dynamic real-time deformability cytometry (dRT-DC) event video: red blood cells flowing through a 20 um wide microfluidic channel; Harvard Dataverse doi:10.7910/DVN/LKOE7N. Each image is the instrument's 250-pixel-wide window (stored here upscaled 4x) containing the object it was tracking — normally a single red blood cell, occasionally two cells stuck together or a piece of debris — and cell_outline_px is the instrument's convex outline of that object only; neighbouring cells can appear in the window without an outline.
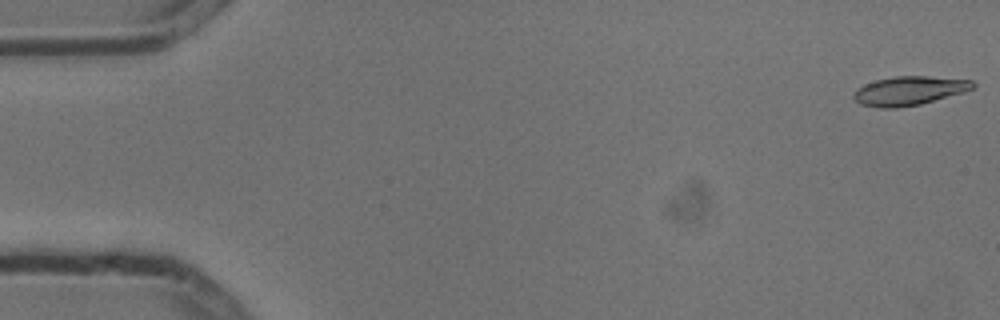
{"species": "common noctule bat (a hibernating species)", "species_latin": "Nyctalus noctula", "temperature_condition": "cold", "stored_images_in_passage": 6, "camera_frame_rate_fps": 3000, "um_per_image_px": 0.085, "animal": {"sex": "male", "body_mass_g": 13.3}, "frame": {"image": 1, "passage_image": 1, "time_ms": 0.0, "image_size_px": [1000, 320], "cell_outline_px": [[976, 84], [972, 88], [964, 92], [920, 104], [896, 108], [880, 108], [860, 104], [852, 96], [856, 88], [864, 84], [876, 80], [892, 76], [928, 76], [972, 80]], "centroid_in_image_um": [77.25, 7.71], "position_along_channel_um": 7.7, "area_um2": 20.11}}
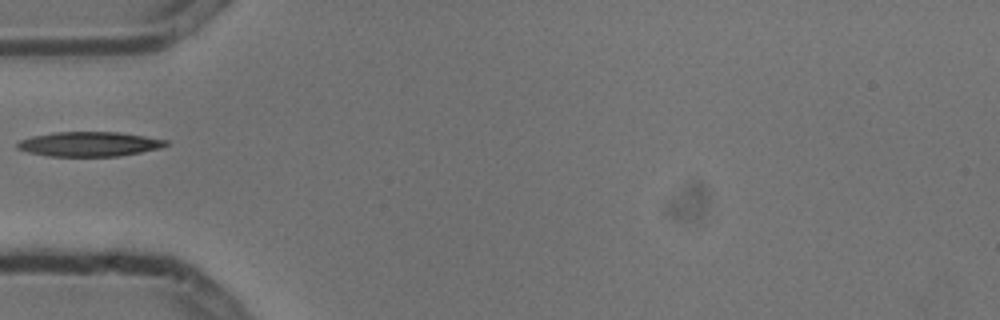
{"frame": {"image": 2, "passage_image": 5, "time_ms": 1.333, "image_size_px": [1000, 320], "cell_outline_px": [[168, 144], [160, 148], [120, 156], [48, 156], [28, 152], [16, 148], [16, 144], [20, 140], [32, 136], [52, 132], [120, 132], [168, 140]], "centroid_in_image_um": [7.57, 12.24], "position_along_channel_um": 77.4, "area_um2": 21.33}}
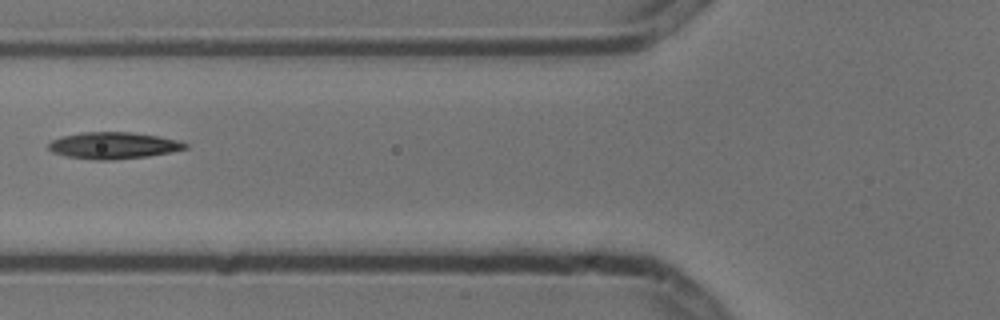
{"frame": {"image": 3, "passage_image": 6, "time_ms": 1.667, "image_size_px": [1000, 320], "cell_outline_px": [[188, 148], [148, 156], [112, 160], [96, 160], [64, 156], [52, 152], [48, 148], [48, 144], [52, 140], [64, 136], [84, 132], [132, 132], [156, 136], [176, 140], [188, 144]], "centroid_in_image_um": [9.6, 12.37], "position_along_channel_um": 116.2, "area_um2": 21.04}}